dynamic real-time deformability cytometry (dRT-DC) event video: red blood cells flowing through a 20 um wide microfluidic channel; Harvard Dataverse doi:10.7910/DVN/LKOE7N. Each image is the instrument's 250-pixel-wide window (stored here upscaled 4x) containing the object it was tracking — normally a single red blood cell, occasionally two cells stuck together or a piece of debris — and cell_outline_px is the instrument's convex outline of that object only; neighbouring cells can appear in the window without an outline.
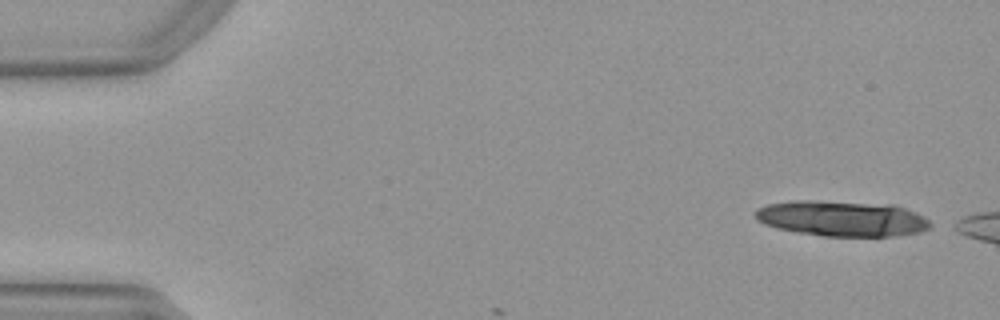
{"species": "Egyptian fruit bat (a non-hibernating species)", "species_latin": "Rousettus aegyptiacus", "temperature_condition": "warm", "stored_images_in_passage": 5, "camera_frame_rate_fps": 3000, "um_per_image_px": 0.085, "animal": {"sex": "female"}, "frame": {"image": 1, "passage_image": 1, "time_ms": 0.0, "image_size_px": [1000, 320], "cell_outline_px": [[932, 228], [920, 232], [896, 236], [824, 236], [796, 232], [776, 228], [764, 224], [756, 220], [752, 216], [752, 212], [756, 208], [768, 204], [792, 200], [812, 200], [896, 204], [916, 212], [924, 216], [932, 224]], "centroid_in_image_um": [71.55, 18.56], "position_along_channel_um": 13.5, "area_um2": 36.99}}